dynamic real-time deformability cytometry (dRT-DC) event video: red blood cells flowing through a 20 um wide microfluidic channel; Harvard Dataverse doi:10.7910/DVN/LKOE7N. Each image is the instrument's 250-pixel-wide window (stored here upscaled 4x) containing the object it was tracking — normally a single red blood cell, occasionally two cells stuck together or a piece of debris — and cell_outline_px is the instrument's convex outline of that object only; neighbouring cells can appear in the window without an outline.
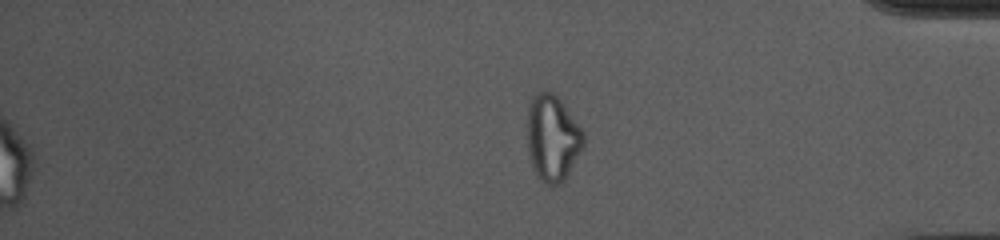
{"species": "common noctule bat (a hibernating species)", "species_latin": "Nyctalus noctula", "temperature_condition": "cold", "stored_images_in_passage": 54, "segment_of_instrument_passage": [2, 2], "camera_frame_rate_fps": 3000, "um_per_image_px": 0.085, "animal": {"sex": "female", "body_mass_g": 10.0, "forearm_length_mm": 53.1}, "frame": {"image": 1, "passage_image": 54, "time_ms": 17.667, "image_size_px": [1000, 240], "cell_outline_px": [[584, 144], [564, 180], [560, 184], [544, 184], [540, 180], [532, 164], [528, 152], [528, 104], [532, 96], [540, 92], [552, 92], [564, 104], [580, 128], [584, 136]], "centroid_in_image_um": [46.94, 11.72], "position_along_channel_um": 388.3, "area_um2": 27.69}}